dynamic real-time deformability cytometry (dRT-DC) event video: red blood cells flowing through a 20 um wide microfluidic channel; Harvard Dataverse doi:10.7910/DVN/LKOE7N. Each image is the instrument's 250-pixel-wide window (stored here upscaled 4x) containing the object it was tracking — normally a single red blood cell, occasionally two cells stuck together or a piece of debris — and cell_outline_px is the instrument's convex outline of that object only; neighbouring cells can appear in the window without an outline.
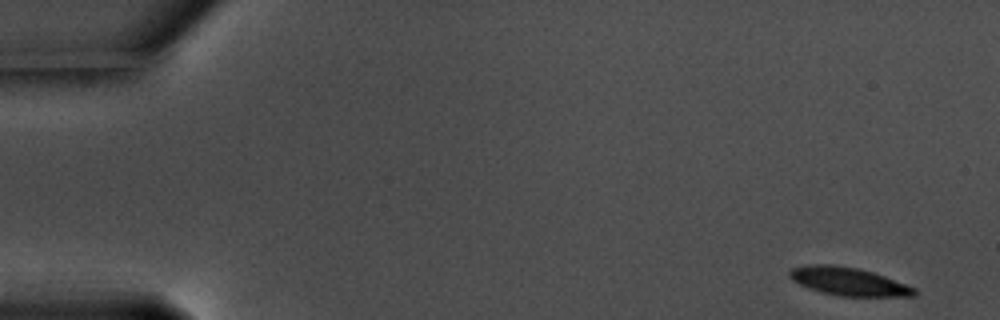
{"species": "common noctule bat (a hibernating species)", "species_latin": "Nyctalus noctula", "temperature_condition": "warm", "stored_images_in_passage": 56, "camera_frame_rate_fps": 3000, "um_per_image_px": 0.085, "animal": {"sex": "male", "body_mass_g": 17.5, "forearm_length_mm": 52.3}, "frame": {"image": 1, "passage_image": 1, "time_ms": 0.0, "image_size_px": [1000, 320], "cell_outline_px": [[920, 292], [916, 296], [836, 296], [820, 292], [808, 288], [792, 280], [788, 276], [788, 272], [792, 268], [812, 264], [832, 264], [860, 268], [884, 276], [916, 288]], "centroid_in_image_um": [72.13, 23.93], "position_along_channel_um": 12.9, "area_um2": 20.63}}
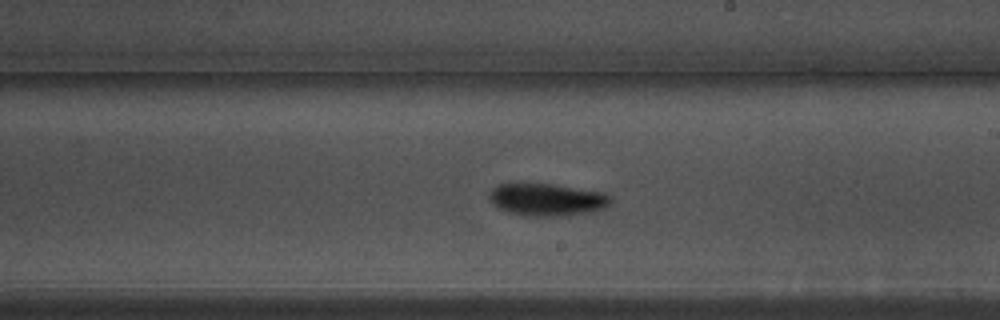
{"frame": {"image": 2, "passage_image": 32, "time_ms": 10.333, "image_size_px": [1000, 320], "cell_outline_px": [[612, 204], [604, 208], [592, 212], [564, 216], [524, 216], [508, 212], [492, 204], [488, 196], [492, 188], [500, 184], [552, 184], [604, 192], [612, 196]], "centroid_in_image_um": [46.54, 16.98], "position_along_channel_um": 242.5, "area_um2": 23.12}}
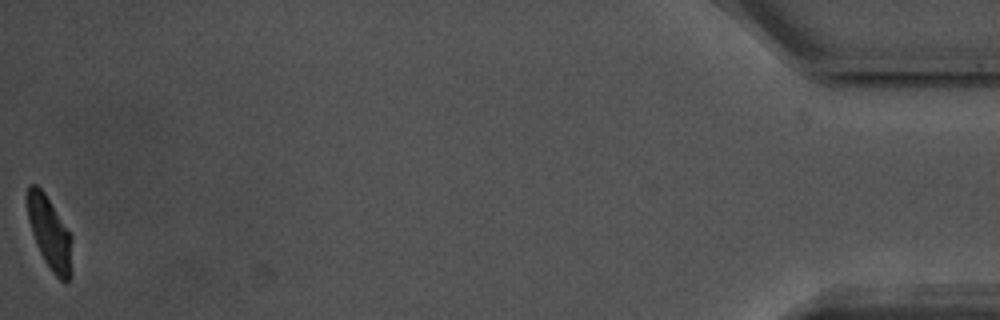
{"frame": {"image": 3, "passage_image": 56, "time_ms": 18.333, "image_size_px": [1000, 320], "cell_outline_px": [[72, 276], [64, 284], [52, 272], [44, 260], [36, 244], [28, 220], [28, 184], [36, 184], [44, 192], [72, 236]], "centroid_in_image_um": [4.26, 19.88], "position_along_channel_um": 430.9, "area_um2": 18.84}, "authors_computed_cell_mechanics": {"area_um2": 21.1837, "velocity_mm_per_s": 3.5397, "shape_relaxation_time_tau1_ms": 2.8856, "shape_relaxation_time_tau2_ms": null, "deformation_change_tau1": 0.1339, "deformation_change_tau2": null}}